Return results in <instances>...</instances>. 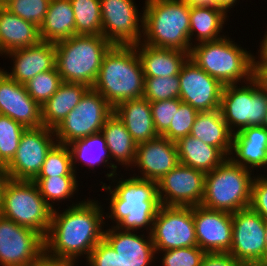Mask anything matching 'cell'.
I'll use <instances>...</instances> for the list:
<instances>
[{"label":"cell","mask_w":267,"mask_h":266,"mask_svg":"<svg viewBox=\"0 0 267 266\" xmlns=\"http://www.w3.org/2000/svg\"><path fill=\"white\" fill-rule=\"evenodd\" d=\"M97 201L72 204L64 212L52 211L51 224L44 238V252L54 258L77 261L104 238V213Z\"/></svg>","instance_id":"1"},{"label":"cell","mask_w":267,"mask_h":266,"mask_svg":"<svg viewBox=\"0 0 267 266\" xmlns=\"http://www.w3.org/2000/svg\"><path fill=\"white\" fill-rule=\"evenodd\" d=\"M114 190L111 186L102 183V189L109 190L110 215L116 222L119 230L133 231L138 229H149L151 234L154 218L160 207L158 198L157 182L144 180L138 177H130L117 181ZM149 227V228H148Z\"/></svg>","instance_id":"2"},{"label":"cell","mask_w":267,"mask_h":266,"mask_svg":"<svg viewBox=\"0 0 267 266\" xmlns=\"http://www.w3.org/2000/svg\"><path fill=\"white\" fill-rule=\"evenodd\" d=\"M145 77L135 46L113 45L105 54L92 88L115 108L143 97Z\"/></svg>","instance_id":"3"},{"label":"cell","mask_w":267,"mask_h":266,"mask_svg":"<svg viewBox=\"0 0 267 266\" xmlns=\"http://www.w3.org/2000/svg\"><path fill=\"white\" fill-rule=\"evenodd\" d=\"M144 44L179 49L190 54V11L183 0H146L143 10Z\"/></svg>","instance_id":"4"},{"label":"cell","mask_w":267,"mask_h":266,"mask_svg":"<svg viewBox=\"0 0 267 266\" xmlns=\"http://www.w3.org/2000/svg\"><path fill=\"white\" fill-rule=\"evenodd\" d=\"M113 45L102 35H73L55 43L56 69L62 82L94 85L102 60Z\"/></svg>","instance_id":"5"},{"label":"cell","mask_w":267,"mask_h":266,"mask_svg":"<svg viewBox=\"0 0 267 266\" xmlns=\"http://www.w3.org/2000/svg\"><path fill=\"white\" fill-rule=\"evenodd\" d=\"M252 170L235 164L229 157L205 174L201 206L234 213L248 208L251 201Z\"/></svg>","instance_id":"6"},{"label":"cell","mask_w":267,"mask_h":266,"mask_svg":"<svg viewBox=\"0 0 267 266\" xmlns=\"http://www.w3.org/2000/svg\"><path fill=\"white\" fill-rule=\"evenodd\" d=\"M224 36L192 46L191 58L202 70L223 85L245 83L251 79L253 55ZM196 45V46H195Z\"/></svg>","instance_id":"7"},{"label":"cell","mask_w":267,"mask_h":266,"mask_svg":"<svg viewBox=\"0 0 267 266\" xmlns=\"http://www.w3.org/2000/svg\"><path fill=\"white\" fill-rule=\"evenodd\" d=\"M52 211L34 181L8 179L5 182L0 200L2 217L30 228L45 238Z\"/></svg>","instance_id":"8"},{"label":"cell","mask_w":267,"mask_h":266,"mask_svg":"<svg viewBox=\"0 0 267 266\" xmlns=\"http://www.w3.org/2000/svg\"><path fill=\"white\" fill-rule=\"evenodd\" d=\"M245 84L224 85L221 95L220 111L233 134L248 126H262L267 111V95L252 79Z\"/></svg>","instance_id":"9"},{"label":"cell","mask_w":267,"mask_h":266,"mask_svg":"<svg viewBox=\"0 0 267 266\" xmlns=\"http://www.w3.org/2000/svg\"><path fill=\"white\" fill-rule=\"evenodd\" d=\"M114 108L93 88H89L78 105L54 129L57 143L68 145L77 139L100 133Z\"/></svg>","instance_id":"10"},{"label":"cell","mask_w":267,"mask_h":266,"mask_svg":"<svg viewBox=\"0 0 267 266\" xmlns=\"http://www.w3.org/2000/svg\"><path fill=\"white\" fill-rule=\"evenodd\" d=\"M151 237L156 254L197 246L193 207L160 205L154 218Z\"/></svg>","instance_id":"11"},{"label":"cell","mask_w":267,"mask_h":266,"mask_svg":"<svg viewBox=\"0 0 267 266\" xmlns=\"http://www.w3.org/2000/svg\"><path fill=\"white\" fill-rule=\"evenodd\" d=\"M54 129L26 128L12 160L5 166L8 179L33 181L42 169L46 154L57 143Z\"/></svg>","instance_id":"12"},{"label":"cell","mask_w":267,"mask_h":266,"mask_svg":"<svg viewBox=\"0 0 267 266\" xmlns=\"http://www.w3.org/2000/svg\"><path fill=\"white\" fill-rule=\"evenodd\" d=\"M229 254L245 265L260 264L265 252L266 221L250 207L232 213Z\"/></svg>","instance_id":"13"},{"label":"cell","mask_w":267,"mask_h":266,"mask_svg":"<svg viewBox=\"0 0 267 266\" xmlns=\"http://www.w3.org/2000/svg\"><path fill=\"white\" fill-rule=\"evenodd\" d=\"M100 5L102 36L112 45L134 46L142 41L143 17L133 0H100Z\"/></svg>","instance_id":"14"},{"label":"cell","mask_w":267,"mask_h":266,"mask_svg":"<svg viewBox=\"0 0 267 266\" xmlns=\"http://www.w3.org/2000/svg\"><path fill=\"white\" fill-rule=\"evenodd\" d=\"M44 253V238L0 215V265L30 266Z\"/></svg>","instance_id":"15"},{"label":"cell","mask_w":267,"mask_h":266,"mask_svg":"<svg viewBox=\"0 0 267 266\" xmlns=\"http://www.w3.org/2000/svg\"><path fill=\"white\" fill-rule=\"evenodd\" d=\"M205 173L179 163L157 182L160 205L194 207L202 203Z\"/></svg>","instance_id":"16"},{"label":"cell","mask_w":267,"mask_h":266,"mask_svg":"<svg viewBox=\"0 0 267 266\" xmlns=\"http://www.w3.org/2000/svg\"><path fill=\"white\" fill-rule=\"evenodd\" d=\"M179 99L198 112L220 109L224 85L202 70L191 58L182 65L179 73Z\"/></svg>","instance_id":"17"},{"label":"cell","mask_w":267,"mask_h":266,"mask_svg":"<svg viewBox=\"0 0 267 266\" xmlns=\"http://www.w3.org/2000/svg\"><path fill=\"white\" fill-rule=\"evenodd\" d=\"M197 246L205 253H229L232 244V214L193 207Z\"/></svg>","instance_id":"18"},{"label":"cell","mask_w":267,"mask_h":266,"mask_svg":"<svg viewBox=\"0 0 267 266\" xmlns=\"http://www.w3.org/2000/svg\"><path fill=\"white\" fill-rule=\"evenodd\" d=\"M0 115L19 122L26 128L42 125L41 106L27 93L25 84H20L0 69Z\"/></svg>","instance_id":"19"},{"label":"cell","mask_w":267,"mask_h":266,"mask_svg":"<svg viewBox=\"0 0 267 266\" xmlns=\"http://www.w3.org/2000/svg\"><path fill=\"white\" fill-rule=\"evenodd\" d=\"M179 164L176 142L158 136L156 139L137 144L133 167L137 166L144 180L158 182Z\"/></svg>","instance_id":"20"},{"label":"cell","mask_w":267,"mask_h":266,"mask_svg":"<svg viewBox=\"0 0 267 266\" xmlns=\"http://www.w3.org/2000/svg\"><path fill=\"white\" fill-rule=\"evenodd\" d=\"M5 55L13 60L12 72L4 71L20 84H26L38 73L56 66L55 43L40 41L38 44L12 50Z\"/></svg>","instance_id":"21"},{"label":"cell","mask_w":267,"mask_h":266,"mask_svg":"<svg viewBox=\"0 0 267 266\" xmlns=\"http://www.w3.org/2000/svg\"><path fill=\"white\" fill-rule=\"evenodd\" d=\"M133 231H119L115 226L104 231V239L121 257L123 266H149L155 259L151 234L147 239Z\"/></svg>","instance_id":"22"},{"label":"cell","mask_w":267,"mask_h":266,"mask_svg":"<svg viewBox=\"0 0 267 266\" xmlns=\"http://www.w3.org/2000/svg\"><path fill=\"white\" fill-rule=\"evenodd\" d=\"M230 155L234 156L229 158L235 164L244 168H266L267 130L263 126H248L235 132L232 136Z\"/></svg>","instance_id":"23"},{"label":"cell","mask_w":267,"mask_h":266,"mask_svg":"<svg viewBox=\"0 0 267 266\" xmlns=\"http://www.w3.org/2000/svg\"><path fill=\"white\" fill-rule=\"evenodd\" d=\"M142 64L144 77L179 75L189 53L171 48H157L142 42L134 45Z\"/></svg>","instance_id":"24"},{"label":"cell","mask_w":267,"mask_h":266,"mask_svg":"<svg viewBox=\"0 0 267 266\" xmlns=\"http://www.w3.org/2000/svg\"><path fill=\"white\" fill-rule=\"evenodd\" d=\"M114 113L137 144L159 136L154 126L150 102L143 97L123 101L114 108Z\"/></svg>","instance_id":"25"},{"label":"cell","mask_w":267,"mask_h":266,"mask_svg":"<svg viewBox=\"0 0 267 266\" xmlns=\"http://www.w3.org/2000/svg\"><path fill=\"white\" fill-rule=\"evenodd\" d=\"M40 41L39 27L0 7V55Z\"/></svg>","instance_id":"26"},{"label":"cell","mask_w":267,"mask_h":266,"mask_svg":"<svg viewBox=\"0 0 267 266\" xmlns=\"http://www.w3.org/2000/svg\"><path fill=\"white\" fill-rule=\"evenodd\" d=\"M89 88L81 83L62 82L56 93L41 106L42 125L55 129L78 105Z\"/></svg>","instance_id":"27"},{"label":"cell","mask_w":267,"mask_h":266,"mask_svg":"<svg viewBox=\"0 0 267 266\" xmlns=\"http://www.w3.org/2000/svg\"><path fill=\"white\" fill-rule=\"evenodd\" d=\"M190 135L217 147L227 158L230 156L233 133L224 121L220 109L198 112Z\"/></svg>","instance_id":"28"},{"label":"cell","mask_w":267,"mask_h":266,"mask_svg":"<svg viewBox=\"0 0 267 266\" xmlns=\"http://www.w3.org/2000/svg\"><path fill=\"white\" fill-rule=\"evenodd\" d=\"M75 35V16L70 0H50L49 8L39 27L41 41L57 43Z\"/></svg>","instance_id":"29"},{"label":"cell","mask_w":267,"mask_h":266,"mask_svg":"<svg viewBox=\"0 0 267 266\" xmlns=\"http://www.w3.org/2000/svg\"><path fill=\"white\" fill-rule=\"evenodd\" d=\"M179 163L205 174L218 167L227 157L217 148L187 135L177 142Z\"/></svg>","instance_id":"30"},{"label":"cell","mask_w":267,"mask_h":266,"mask_svg":"<svg viewBox=\"0 0 267 266\" xmlns=\"http://www.w3.org/2000/svg\"><path fill=\"white\" fill-rule=\"evenodd\" d=\"M67 146L71 149L70 153L74 172H77L75 171V168H77L76 164H74L76 162H82L84 163L83 165L86 164L87 167L89 166V169H94L97 165L105 164L104 166H107L112 170L106 174L108 179L116 177L117 173L115 172L117 170V165L114 163L109 164L108 162V160L111 159V156L107 148L105 137L101 132L77 139Z\"/></svg>","instance_id":"31"},{"label":"cell","mask_w":267,"mask_h":266,"mask_svg":"<svg viewBox=\"0 0 267 266\" xmlns=\"http://www.w3.org/2000/svg\"><path fill=\"white\" fill-rule=\"evenodd\" d=\"M101 133L105 137L111 159L113 158L121 165L132 166L137 143L115 113L105 121Z\"/></svg>","instance_id":"32"},{"label":"cell","mask_w":267,"mask_h":266,"mask_svg":"<svg viewBox=\"0 0 267 266\" xmlns=\"http://www.w3.org/2000/svg\"><path fill=\"white\" fill-rule=\"evenodd\" d=\"M227 13L222 8L216 7H191L190 11V43L194 33L195 39L201 42L214 41L223 36L219 35L222 32L224 22H226Z\"/></svg>","instance_id":"33"},{"label":"cell","mask_w":267,"mask_h":266,"mask_svg":"<svg viewBox=\"0 0 267 266\" xmlns=\"http://www.w3.org/2000/svg\"><path fill=\"white\" fill-rule=\"evenodd\" d=\"M75 16V35H102L100 0H70Z\"/></svg>","instance_id":"34"},{"label":"cell","mask_w":267,"mask_h":266,"mask_svg":"<svg viewBox=\"0 0 267 266\" xmlns=\"http://www.w3.org/2000/svg\"><path fill=\"white\" fill-rule=\"evenodd\" d=\"M40 191L41 196L46 203L54 210V206L50 203L53 201H62L73 196L78 190V181L76 176H55L47 178H35L33 180Z\"/></svg>","instance_id":"35"},{"label":"cell","mask_w":267,"mask_h":266,"mask_svg":"<svg viewBox=\"0 0 267 266\" xmlns=\"http://www.w3.org/2000/svg\"><path fill=\"white\" fill-rule=\"evenodd\" d=\"M55 176H76L73 171L70 149L67 145L56 143L46 154L42 169L36 178Z\"/></svg>","instance_id":"36"},{"label":"cell","mask_w":267,"mask_h":266,"mask_svg":"<svg viewBox=\"0 0 267 266\" xmlns=\"http://www.w3.org/2000/svg\"><path fill=\"white\" fill-rule=\"evenodd\" d=\"M26 127L0 115V164L6 166L14 157Z\"/></svg>","instance_id":"37"},{"label":"cell","mask_w":267,"mask_h":266,"mask_svg":"<svg viewBox=\"0 0 267 266\" xmlns=\"http://www.w3.org/2000/svg\"><path fill=\"white\" fill-rule=\"evenodd\" d=\"M61 83V76L55 67L52 70L38 73L25 84V87L30 97L42 106L56 93Z\"/></svg>","instance_id":"38"},{"label":"cell","mask_w":267,"mask_h":266,"mask_svg":"<svg viewBox=\"0 0 267 266\" xmlns=\"http://www.w3.org/2000/svg\"><path fill=\"white\" fill-rule=\"evenodd\" d=\"M180 95L179 75L145 77L143 98L149 102L176 99Z\"/></svg>","instance_id":"39"},{"label":"cell","mask_w":267,"mask_h":266,"mask_svg":"<svg viewBox=\"0 0 267 266\" xmlns=\"http://www.w3.org/2000/svg\"><path fill=\"white\" fill-rule=\"evenodd\" d=\"M49 4L50 0H5L3 7L40 27L45 19Z\"/></svg>","instance_id":"40"},{"label":"cell","mask_w":267,"mask_h":266,"mask_svg":"<svg viewBox=\"0 0 267 266\" xmlns=\"http://www.w3.org/2000/svg\"><path fill=\"white\" fill-rule=\"evenodd\" d=\"M197 114L196 109L182 102L179 108L175 109L171 124L162 137L177 142L180 138L190 135Z\"/></svg>","instance_id":"41"},{"label":"cell","mask_w":267,"mask_h":266,"mask_svg":"<svg viewBox=\"0 0 267 266\" xmlns=\"http://www.w3.org/2000/svg\"><path fill=\"white\" fill-rule=\"evenodd\" d=\"M162 259L163 266H200L206 254L198 246L182 247L165 250Z\"/></svg>","instance_id":"42"},{"label":"cell","mask_w":267,"mask_h":266,"mask_svg":"<svg viewBox=\"0 0 267 266\" xmlns=\"http://www.w3.org/2000/svg\"><path fill=\"white\" fill-rule=\"evenodd\" d=\"M181 103L179 98L150 102L154 126L159 136L168 130L175 115V109H178Z\"/></svg>","instance_id":"43"},{"label":"cell","mask_w":267,"mask_h":266,"mask_svg":"<svg viewBox=\"0 0 267 266\" xmlns=\"http://www.w3.org/2000/svg\"><path fill=\"white\" fill-rule=\"evenodd\" d=\"M90 266H123L121 257L103 238L86 259Z\"/></svg>","instance_id":"44"},{"label":"cell","mask_w":267,"mask_h":266,"mask_svg":"<svg viewBox=\"0 0 267 266\" xmlns=\"http://www.w3.org/2000/svg\"><path fill=\"white\" fill-rule=\"evenodd\" d=\"M266 176V177H265ZM252 176L250 208L267 222V175Z\"/></svg>","instance_id":"45"},{"label":"cell","mask_w":267,"mask_h":266,"mask_svg":"<svg viewBox=\"0 0 267 266\" xmlns=\"http://www.w3.org/2000/svg\"><path fill=\"white\" fill-rule=\"evenodd\" d=\"M259 61L253 57L251 79L267 95V57L260 51Z\"/></svg>","instance_id":"46"},{"label":"cell","mask_w":267,"mask_h":266,"mask_svg":"<svg viewBox=\"0 0 267 266\" xmlns=\"http://www.w3.org/2000/svg\"><path fill=\"white\" fill-rule=\"evenodd\" d=\"M229 253H206L200 266H244Z\"/></svg>","instance_id":"47"},{"label":"cell","mask_w":267,"mask_h":266,"mask_svg":"<svg viewBox=\"0 0 267 266\" xmlns=\"http://www.w3.org/2000/svg\"><path fill=\"white\" fill-rule=\"evenodd\" d=\"M75 263L73 260L51 257L44 252L30 266H74Z\"/></svg>","instance_id":"48"},{"label":"cell","mask_w":267,"mask_h":266,"mask_svg":"<svg viewBox=\"0 0 267 266\" xmlns=\"http://www.w3.org/2000/svg\"><path fill=\"white\" fill-rule=\"evenodd\" d=\"M190 7H216V0H183Z\"/></svg>","instance_id":"49"},{"label":"cell","mask_w":267,"mask_h":266,"mask_svg":"<svg viewBox=\"0 0 267 266\" xmlns=\"http://www.w3.org/2000/svg\"><path fill=\"white\" fill-rule=\"evenodd\" d=\"M236 2L237 0H216V8H222L227 13Z\"/></svg>","instance_id":"50"},{"label":"cell","mask_w":267,"mask_h":266,"mask_svg":"<svg viewBox=\"0 0 267 266\" xmlns=\"http://www.w3.org/2000/svg\"><path fill=\"white\" fill-rule=\"evenodd\" d=\"M8 180L7 171L4 165L0 164V200L5 182Z\"/></svg>","instance_id":"51"},{"label":"cell","mask_w":267,"mask_h":266,"mask_svg":"<svg viewBox=\"0 0 267 266\" xmlns=\"http://www.w3.org/2000/svg\"><path fill=\"white\" fill-rule=\"evenodd\" d=\"M259 265L267 266V222H266V228H265V252H264L263 259Z\"/></svg>","instance_id":"52"},{"label":"cell","mask_w":267,"mask_h":266,"mask_svg":"<svg viewBox=\"0 0 267 266\" xmlns=\"http://www.w3.org/2000/svg\"><path fill=\"white\" fill-rule=\"evenodd\" d=\"M264 39L261 41V48L259 49L267 57V32L264 34Z\"/></svg>","instance_id":"53"},{"label":"cell","mask_w":267,"mask_h":266,"mask_svg":"<svg viewBox=\"0 0 267 266\" xmlns=\"http://www.w3.org/2000/svg\"><path fill=\"white\" fill-rule=\"evenodd\" d=\"M262 126L267 130V111Z\"/></svg>","instance_id":"54"},{"label":"cell","mask_w":267,"mask_h":266,"mask_svg":"<svg viewBox=\"0 0 267 266\" xmlns=\"http://www.w3.org/2000/svg\"><path fill=\"white\" fill-rule=\"evenodd\" d=\"M244 266H261L259 264H251V265H244Z\"/></svg>","instance_id":"55"}]
</instances>
